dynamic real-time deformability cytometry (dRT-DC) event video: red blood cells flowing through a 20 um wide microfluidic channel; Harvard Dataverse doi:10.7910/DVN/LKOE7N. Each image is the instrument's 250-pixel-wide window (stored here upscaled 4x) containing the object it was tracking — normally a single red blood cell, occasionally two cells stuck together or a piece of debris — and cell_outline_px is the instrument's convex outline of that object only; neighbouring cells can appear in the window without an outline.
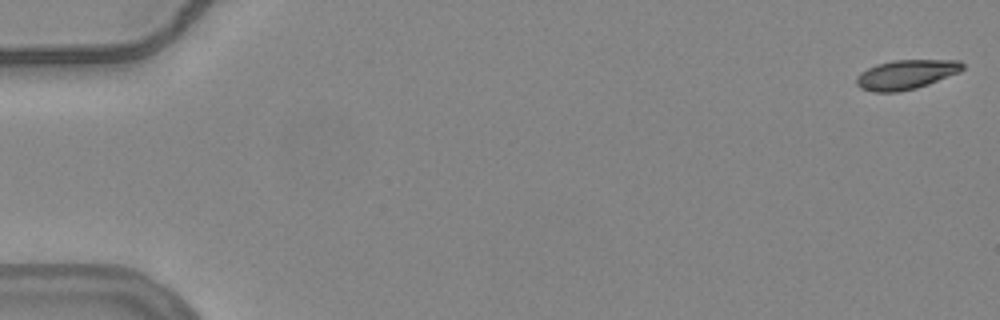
{"species": "common noctule bat (a hibernating species)", "species_latin": "Nyctalus noctula", "temperature_condition": "warm", "stored_images_in_passage": 43, "camera_frame_rate_fps": 3000, "um_per_image_px": 0.085, "animal": {"sex": "female", "body_mass_g": 24.6, "forearm_length_mm": 56.2}, "frame": {"image": 1, "passage_image": 1, "time_ms": 0.0, "image_size_px": [1000, 320], "cell_outline_px": [[964, 68], [960, 72], [928, 84], [916, 88], [900, 92], [872, 92], [860, 88], [856, 84], [856, 76], [860, 72], [876, 64], [892, 60], [960, 60], [964, 64]], "centroid_in_image_um": [77.0, 6.33], "position_along_channel_um": 8.0, "area_um2": 18.38}}
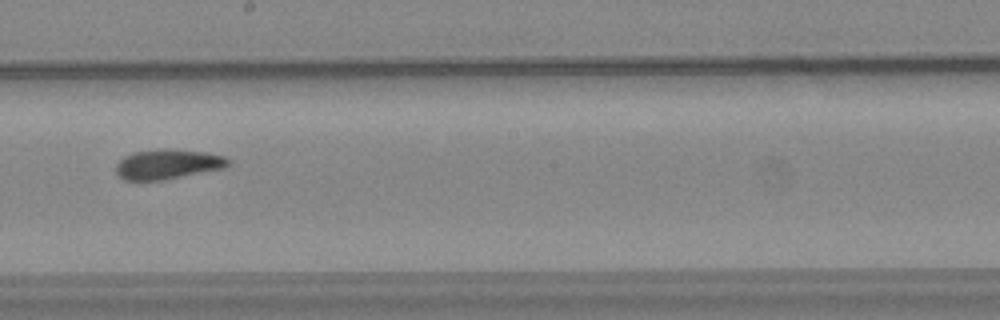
{"frame": {"image": 2, "passage_image": 32, "time_ms": 10.333, "image_size_px": [1000, 320], "cell_outline_px": [[232, 160], [224, 168], [164, 180], [124, 180], [116, 172], [116, 164], [124, 156], [132, 152], [204, 152], [224, 156]], "centroid_in_image_um": [14.26, 14.02], "position_along_channel_um": 233.9, "area_um2": 18.5}}
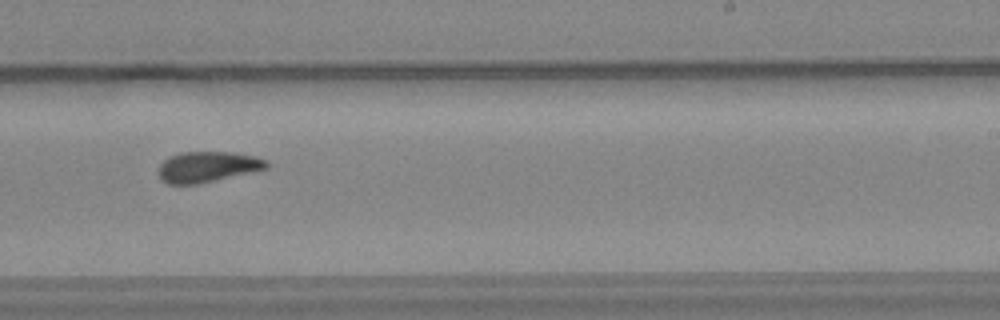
{"frame": {"image": 3, "passage_image": 35, "time_ms": 11.333, "image_size_px": [1000, 320], "cell_outline_px": [[268, 168], [200, 184], [168, 184], [160, 180], [156, 172], [160, 164], [164, 160], [180, 152], [232, 152], [256, 156], [268, 160]], "centroid_in_image_um": [17.62, 14.19], "position_along_channel_um": 271.4, "area_um2": 19.54}, "authors_computed_cell_mechanics": {"area_um2": 19.2474, "velocity_mm_per_s": 3.7607, "shape_relaxation_time_tau1_ms": 8.6509, "shape_relaxation_time_tau2_ms": 2.6089, "deformation_change_tau1": 0.2124, "deformation_change_tau2": 0.0838}}